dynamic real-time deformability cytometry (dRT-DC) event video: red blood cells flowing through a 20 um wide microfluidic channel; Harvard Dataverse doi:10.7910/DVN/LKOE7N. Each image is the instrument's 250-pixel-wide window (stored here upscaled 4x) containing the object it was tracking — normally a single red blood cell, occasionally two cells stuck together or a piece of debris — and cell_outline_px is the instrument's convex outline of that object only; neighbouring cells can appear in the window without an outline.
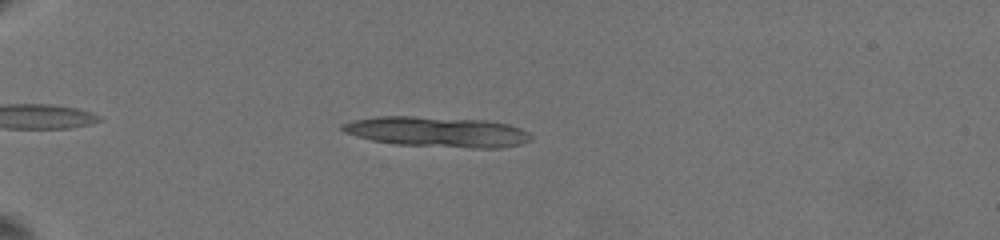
{"species": "common noctule bat (a hibernating species)", "species_latin": "Nyctalus noctula", "temperature_condition": "warm", "stored_images_in_passage": 10, "camera_frame_rate_fps": 3000, "um_per_image_px": 0.085, "animal": {"sex": "female", "body_mass_g": 19.5, "forearm_length_mm": 54.1}, "frame": {"image": 1, "passage_image": 6, "time_ms": 2.333, "image_size_px": [1000, 240], "cell_outline_px": [[532, 140], [520, 144], [500, 148], [472, 148], [396, 144], [372, 140], [344, 132], [340, 128], [340, 124], [352, 120], [380, 116], [408, 116], [488, 120], [508, 124], [520, 128], [528, 132], [532, 136]], "centroid_in_image_um": [37.19, 11.2], "position_along_channel_um": 47.8, "area_um2": 33.35}}